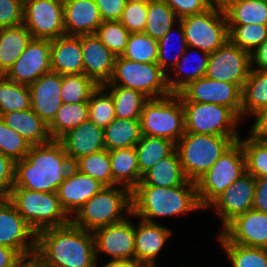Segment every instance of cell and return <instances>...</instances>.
Instances as JSON below:
<instances>
[{
    "instance_id": "6125c7cd",
    "label": "cell",
    "mask_w": 267,
    "mask_h": 267,
    "mask_svg": "<svg viewBox=\"0 0 267 267\" xmlns=\"http://www.w3.org/2000/svg\"><path fill=\"white\" fill-rule=\"evenodd\" d=\"M19 267H51V266H48L39 257L33 254L27 257H23Z\"/></svg>"
},
{
    "instance_id": "f6af8a7d",
    "label": "cell",
    "mask_w": 267,
    "mask_h": 267,
    "mask_svg": "<svg viewBox=\"0 0 267 267\" xmlns=\"http://www.w3.org/2000/svg\"><path fill=\"white\" fill-rule=\"evenodd\" d=\"M106 91L103 85L99 86L88 101V120L103 129L116 118L113 99Z\"/></svg>"
},
{
    "instance_id": "1f68e13d",
    "label": "cell",
    "mask_w": 267,
    "mask_h": 267,
    "mask_svg": "<svg viewBox=\"0 0 267 267\" xmlns=\"http://www.w3.org/2000/svg\"><path fill=\"white\" fill-rule=\"evenodd\" d=\"M103 130L105 148L108 151L134 147L142 137L140 120L115 118Z\"/></svg>"
},
{
    "instance_id": "8d00e7d4",
    "label": "cell",
    "mask_w": 267,
    "mask_h": 267,
    "mask_svg": "<svg viewBox=\"0 0 267 267\" xmlns=\"http://www.w3.org/2000/svg\"><path fill=\"white\" fill-rule=\"evenodd\" d=\"M179 22L172 8L163 0H155L148 4L144 33L159 41Z\"/></svg>"
},
{
    "instance_id": "5b68a950",
    "label": "cell",
    "mask_w": 267,
    "mask_h": 267,
    "mask_svg": "<svg viewBox=\"0 0 267 267\" xmlns=\"http://www.w3.org/2000/svg\"><path fill=\"white\" fill-rule=\"evenodd\" d=\"M240 138L185 132L176 143V150L187 180L196 183Z\"/></svg>"
},
{
    "instance_id": "9a60e30c",
    "label": "cell",
    "mask_w": 267,
    "mask_h": 267,
    "mask_svg": "<svg viewBox=\"0 0 267 267\" xmlns=\"http://www.w3.org/2000/svg\"><path fill=\"white\" fill-rule=\"evenodd\" d=\"M36 238V232L18 213L13 203L8 198L0 199V245L27 257L36 252Z\"/></svg>"
},
{
    "instance_id": "7dc6e473",
    "label": "cell",
    "mask_w": 267,
    "mask_h": 267,
    "mask_svg": "<svg viewBox=\"0 0 267 267\" xmlns=\"http://www.w3.org/2000/svg\"><path fill=\"white\" fill-rule=\"evenodd\" d=\"M95 35L115 56H122L130 33L120 21H102Z\"/></svg>"
},
{
    "instance_id": "f1b7e54d",
    "label": "cell",
    "mask_w": 267,
    "mask_h": 267,
    "mask_svg": "<svg viewBox=\"0 0 267 267\" xmlns=\"http://www.w3.org/2000/svg\"><path fill=\"white\" fill-rule=\"evenodd\" d=\"M32 40L24 24L0 29V75H5Z\"/></svg>"
},
{
    "instance_id": "91938a15",
    "label": "cell",
    "mask_w": 267,
    "mask_h": 267,
    "mask_svg": "<svg viewBox=\"0 0 267 267\" xmlns=\"http://www.w3.org/2000/svg\"><path fill=\"white\" fill-rule=\"evenodd\" d=\"M253 117L255 120L251 127L250 136L257 138L265 129H267V105L257 111Z\"/></svg>"
},
{
    "instance_id": "816d5d0a",
    "label": "cell",
    "mask_w": 267,
    "mask_h": 267,
    "mask_svg": "<svg viewBox=\"0 0 267 267\" xmlns=\"http://www.w3.org/2000/svg\"><path fill=\"white\" fill-rule=\"evenodd\" d=\"M24 2L0 0V29L23 24Z\"/></svg>"
},
{
    "instance_id": "4fadbf2b",
    "label": "cell",
    "mask_w": 267,
    "mask_h": 267,
    "mask_svg": "<svg viewBox=\"0 0 267 267\" xmlns=\"http://www.w3.org/2000/svg\"><path fill=\"white\" fill-rule=\"evenodd\" d=\"M64 4L54 0H26L23 24L32 38L55 39L65 35Z\"/></svg>"
},
{
    "instance_id": "484cf974",
    "label": "cell",
    "mask_w": 267,
    "mask_h": 267,
    "mask_svg": "<svg viewBox=\"0 0 267 267\" xmlns=\"http://www.w3.org/2000/svg\"><path fill=\"white\" fill-rule=\"evenodd\" d=\"M51 71L60 75L84 74L80 36L51 40Z\"/></svg>"
},
{
    "instance_id": "9c48e42d",
    "label": "cell",
    "mask_w": 267,
    "mask_h": 267,
    "mask_svg": "<svg viewBox=\"0 0 267 267\" xmlns=\"http://www.w3.org/2000/svg\"><path fill=\"white\" fill-rule=\"evenodd\" d=\"M246 172L241 142L235 141L196 182L200 206L205 209L225 189Z\"/></svg>"
},
{
    "instance_id": "d6a6232c",
    "label": "cell",
    "mask_w": 267,
    "mask_h": 267,
    "mask_svg": "<svg viewBox=\"0 0 267 267\" xmlns=\"http://www.w3.org/2000/svg\"><path fill=\"white\" fill-rule=\"evenodd\" d=\"M141 176L150 170L159 160L170 156L176 150L172 140L142 135L135 146Z\"/></svg>"
},
{
    "instance_id": "d590c367",
    "label": "cell",
    "mask_w": 267,
    "mask_h": 267,
    "mask_svg": "<svg viewBox=\"0 0 267 267\" xmlns=\"http://www.w3.org/2000/svg\"><path fill=\"white\" fill-rule=\"evenodd\" d=\"M109 89L119 119L139 120L144 104L149 100L142 92L123 86H104Z\"/></svg>"
},
{
    "instance_id": "d4e9b609",
    "label": "cell",
    "mask_w": 267,
    "mask_h": 267,
    "mask_svg": "<svg viewBox=\"0 0 267 267\" xmlns=\"http://www.w3.org/2000/svg\"><path fill=\"white\" fill-rule=\"evenodd\" d=\"M65 35L95 34L102 24L99 9L94 0H70L64 4Z\"/></svg>"
},
{
    "instance_id": "03108f58",
    "label": "cell",
    "mask_w": 267,
    "mask_h": 267,
    "mask_svg": "<svg viewBox=\"0 0 267 267\" xmlns=\"http://www.w3.org/2000/svg\"><path fill=\"white\" fill-rule=\"evenodd\" d=\"M152 1H155V0H126V2H140V3H145V4H149Z\"/></svg>"
},
{
    "instance_id": "b9f144b4",
    "label": "cell",
    "mask_w": 267,
    "mask_h": 267,
    "mask_svg": "<svg viewBox=\"0 0 267 267\" xmlns=\"http://www.w3.org/2000/svg\"><path fill=\"white\" fill-rule=\"evenodd\" d=\"M99 85L85 74H71L62 76V103L88 102Z\"/></svg>"
},
{
    "instance_id": "277c9868",
    "label": "cell",
    "mask_w": 267,
    "mask_h": 267,
    "mask_svg": "<svg viewBox=\"0 0 267 267\" xmlns=\"http://www.w3.org/2000/svg\"><path fill=\"white\" fill-rule=\"evenodd\" d=\"M128 216H131V191L116 185L103 187L76 211L70 221L79 228L93 232L121 222Z\"/></svg>"
},
{
    "instance_id": "5bb4252c",
    "label": "cell",
    "mask_w": 267,
    "mask_h": 267,
    "mask_svg": "<svg viewBox=\"0 0 267 267\" xmlns=\"http://www.w3.org/2000/svg\"><path fill=\"white\" fill-rule=\"evenodd\" d=\"M187 101L219 104L230 108L241 119L242 89L230 82L202 77L179 92Z\"/></svg>"
},
{
    "instance_id": "30bf717a",
    "label": "cell",
    "mask_w": 267,
    "mask_h": 267,
    "mask_svg": "<svg viewBox=\"0 0 267 267\" xmlns=\"http://www.w3.org/2000/svg\"><path fill=\"white\" fill-rule=\"evenodd\" d=\"M179 21L190 51L196 48L213 53L229 40L226 14L215 3L206 11Z\"/></svg>"
},
{
    "instance_id": "6f0895ef",
    "label": "cell",
    "mask_w": 267,
    "mask_h": 267,
    "mask_svg": "<svg viewBox=\"0 0 267 267\" xmlns=\"http://www.w3.org/2000/svg\"><path fill=\"white\" fill-rule=\"evenodd\" d=\"M22 259L16 250L0 245V267H19Z\"/></svg>"
},
{
    "instance_id": "680465c9",
    "label": "cell",
    "mask_w": 267,
    "mask_h": 267,
    "mask_svg": "<svg viewBox=\"0 0 267 267\" xmlns=\"http://www.w3.org/2000/svg\"><path fill=\"white\" fill-rule=\"evenodd\" d=\"M251 69L267 71V39L251 54Z\"/></svg>"
},
{
    "instance_id": "44dd1931",
    "label": "cell",
    "mask_w": 267,
    "mask_h": 267,
    "mask_svg": "<svg viewBox=\"0 0 267 267\" xmlns=\"http://www.w3.org/2000/svg\"><path fill=\"white\" fill-rule=\"evenodd\" d=\"M84 74L99 86L108 83L113 75L116 56L95 34L80 35Z\"/></svg>"
},
{
    "instance_id": "ee69618b",
    "label": "cell",
    "mask_w": 267,
    "mask_h": 267,
    "mask_svg": "<svg viewBox=\"0 0 267 267\" xmlns=\"http://www.w3.org/2000/svg\"><path fill=\"white\" fill-rule=\"evenodd\" d=\"M122 57L142 63H157L158 41L144 32L130 33Z\"/></svg>"
},
{
    "instance_id": "7a4b0ae2",
    "label": "cell",
    "mask_w": 267,
    "mask_h": 267,
    "mask_svg": "<svg viewBox=\"0 0 267 267\" xmlns=\"http://www.w3.org/2000/svg\"><path fill=\"white\" fill-rule=\"evenodd\" d=\"M35 255L51 267H95L93 232L71 221L44 229L37 233Z\"/></svg>"
},
{
    "instance_id": "3957f363",
    "label": "cell",
    "mask_w": 267,
    "mask_h": 267,
    "mask_svg": "<svg viewBox=\"0 0 267 267\" xmlns=\"http://www.w3.org/2000/svg\"><path fill=\"white\" fill-rule=\"evenodd\" d=\"M197 185L187 180L174 187L137 185L131 191V216L155 223L154 218L187 214L202 210Z\"/></svg>"
},
{
    "instance_id": "6da1fadb",
    "label": "cell",
    "mask_w": 267,
    "mask_h": 267,
    "mask_svg": "<svg viewBox=\"0 0 267 267\" xmlns=\"http://www.w3.org/2000/svg\"><path fill=\"white\" fill-rule=\"evenodd\" d=\"M72 166L60 140L32 145L25 158L14 162L13 188L57 193Z\"/></svg>"
},
{
    "instance_id": "2e32d148",
    "label": "cell",
    "mask_w": 267,
    "mask_h": 267,
    "mask_svg": "<svg viewBox=\"0 0 267 267\" xmlns=\"http://www.w3.org/2000/svg\"><path fill=\"white\" fill-rule=\"evenodd\" d=\"M51 72V40L32 38L5 76L14 82L31 85Z\"/></svg>"
},
{
    "instance_id": "ffe728a7",
    "label": "cell",
    "mask_w": 267,
    "mask_h": 267,
    "mask_svg": "<svg viewBox=\"0 0 267 267\" xmlns=\"http://www.w3.org/2000/svg\"><path fill=\"white\" fill-rule=\"evenodd\" d=\"M103 187L97 180L81 173L72 166L57 190L59 203L71 218L79 208Z\"/></svg>"
},
{
    "instance_id": "7402d4cb",
    "label": "cell",
    "mask_w": 267,
    "mask_h": 267,
    "mask_svg": "<svg viewBox=\"0 0 267 267\" xmlns=\"http://www.w3.org/2000/svg\"><path fill=\"white\" fill-rule=\"evenodd\" d=\"M62 75L49 72L29 85L31 109L48 125L62 105Z\"/></svg>"
},
{
    "instance_id": "e575fe53",
    "label": "cell",
    "mask_w": 267,
    "mask_h": 267,
    "mask_svg": "<svg viewBox=\"0 0 267 267\" xmlns=\"http://www.w3.org/2000/svg\"><path fill=\"white\" fill-rule=\"evenodd\" d=\"M88 102L75 104L62 103L48 130L53 140H60L70 130L88 120Z\"/></svg>"
},
{
    "instance_id": "bcb514c9",
    "label": "cell",
    "mask_w": 267,
    "mask_h": 267,
    "mask_svg": "<svg viewBox=\"0 0 267 267\" xmlns=\"http://www.w3.org/2000/svg\"><path fill=\"white\" fill-rule=\"evenodd\" d=\"M239 141L245 155L246 172L255 178H267V147L250 135Z\"/></svg>"
},
{
    "instance_id": "7c38bea8",
    "label": "cell",
    "mask_w": 267,
    "mask_h": 267,
    "mask_svg": "<svg viewBox=\"0 0 267 267\" xmlns=\"http://www.w3.org/2000/svg\"><path fill=\"white\" fill-rule=\"evenodd\" d=\"M251 71V54L229 40L210 53L205 77L237 84L243 89Z\"/></svg>"
},
{
    "instance_id": "83f0119b",
    "label": "cell",
    "mask_w": 267,
    "mask_h": 267,
    "mask_svg": "<svg viewBox=\"0 0 267 267\" xmlns=\"http://www.w3.org/2000/svg\"><path fill=\"white\" fill-rule=\"evenodd\" d=\"M113 181L132 191L142 180L135 146L109 151Z\"/></svg>"
},
{
    "instance_id": "681fc988",
    "label": "cell",
    "mask_w": 267,
    "mask_h": 267,
    "mask_svg": "<svg viewBox=\"0 0 267 267\" xmlns=\"http://www.w3.org/2000/svg\"><path fill=\"white\" fill-rule=\"evenodd\" d=\"M178 26L177 34H178V40L180 48L175 53L176 55L170 56L169 54V46L168 45H174L173 38H174V27H171V29L158 41V59L157 64L168 74V71H171L172 68L176 65L178 60L183 56V53L185 52V49L187 48L186 39L184 36V30L181 22L176 23ZM174 35V36H173ZM172 41V42H171ZM170 45V46H171ZM175 50V49H174ZM172 52V50H171ZM178 52V53H177ZM169 53V54H168ZM174 53V54H175ZM170 57V58H169Z\"/></svg>"
},
{
    "instance_id": "e7e4bbea",
    "label": "cell",
    "mask_w": 267,
    "mask_h": 267,
    "mask_svg": "<svg viewBox=\"0 0 267 267\" xmlns=\"http://www.w3.org/2000/svg\"><path fill=\"white\" fill-rule=\"evenodd\" d=\"M257 139L261 141L263 144H267V129H265L258 137Z\"/></svg>"
},
{
    "instance_id": "f546056e",
    "label": "cell",
    "mask_w": 267,
    "mask_h": 267,
    "mask_svg": "<svg viewBox=\"0 0 267 267\" xmlns=\"http://www.w3.org/2000/svg\"><path fill=\"white\" fill-rule=\"evenodd\" d=\"M187 181L182 170L178 151L175 150L170 156L159 160L143 176L138 185H154L157 187H174Z\"/></svg>"
},
{
    "instance_id": "4dcf8cb0",
    "label": "cell",
    "mask_w": 267,
    "mask_h": 267,
    "mask_svg": "<svg viewBox=\"0 0 267 267\" xmlns=\"http://www.w3.org/2000/svg\"><path fill=\"white\" fill-rule=\"evenodd\" d=\"M188 49L190 48L187 47L185 49L183 56L178 60L176 65L172 68L173 70L170 71V73L172 72L174 73L172 77L167 75V84H168V87L171 93H176V94L179 93L190 82L195 81L199 78H202L206 74L210 53L202 51L201 55L199 54V57H197L199 59L196 58L194 60L193 58L190 57L192 51L189 52ZM193 60L194 62L198 60V62L194 64L195 66L192 64L193 67L190 70L189 65H191L190 64L191 61L193 63Z\"/></svg>"
},
{
    "instance_id": "ab89813d",
    "label": "cell",
    "mask_w": 267,
    "mask_h": 267,
    "mask_svg": "<svg viewBox=\"0 0 267 267\" xmlns=\"http://www.w3.org/2000/svg\"><path fill=\"white\" fill-rule=\"evenodd\" d=\"M228 25H267V0H246L232 4L226 11Z\"/></svg>"
},
{
    "instance_id": "9f6ffc18",
    "label": "cell",
    "mask_w": 267,
    "mask_h": 267,
    "mask_svg": "<svg viewBox=\"0 0 267 267\" xmlns=\"http://www.w3.org/2000/svg\"><path fill=\"white\" fill-rule=\"evenodd\" d=\"M252 209L267 214V178H255Z\"/></svg>"
},
{
    "instance_id": "d6986e66",
    "label": "cell",
    "mask_w": 267,
    "mask_h": 267,
    "mask_svg": "<svg viewBox=\"0 0 267 267\" xmlns=\"http://www.w3.org/2000/svg\"><path fill=\"white\" fill-rule=\"evenodd\" d=\"M220 234L230 243L267 248V214L248 210L230 221Z\"/></svg>"
},
{
    "instance_id": "8992f818",
    "label": "cell",
    "mask_w": 267,
    "mask_h": 267,
    "mask_svg": "<svg viewBox=\"0 0 267 267\" xmlns=\"http://www.w3.org/2000/svg\"><path fill=\"white\" fill-rule=\"evenodd\" d=\"M8 199L36 234L70 222V217L59 203L57 193L12 188Z\"/></svg>"
},
{
    "instance_id": "60d3db41",
    "label": "cell",
    "mask_w": 267,
    "mask_h": 267,
    "mask_svg": "<svg viewBox=\"0 0 267 267\" xmlns=\"http://www.w3.org/2000/svg\"><path fill=\"white\" fill-rule=\"evenodd\" d=\"M73 166L81 173L97 180L104 187L117 185L113 181L109 151L107 149L83 156Z\"/></svg>"
},
{
    "instance_id": "52a82bcc",
    "label": "cell",
    "mask_w": 267,
    "mask_h": 267,
    "mask_svg": "<svg viewBox=\"0 0 267 267\" xmlns=\"http://www.w3.org/2000/svg\"><path fill=\"white\" fill-rule=\"evenodd\" d=\"M139 120L142 135L177 143L185 133L183 104L176 93L149 99L143 106Z\"/></svg>"
},
{
    "instance_id": "94428289",
    "label": "cell",
    "mask_w": 267,
    "mask_h": 267,
    "mask_svg": "<svg viewBox=\"0 0 267 267\" xmlns=\"http://www.w3.org/2000/svg\"><path fill=\"white\" fill-rule=\"evenodd\" d=\"M97 260L95 267H97ZM103 267H142L135 260H122V259H113L108 261Z\"/></svg>"
},
{
    "instance_id": "8fae6325",
    "label": "cell",
    "mask_w": 267,
    "mask_h": 267,
    "mask_svg": "<svg viewBox=\"0 0 267 267\" xmlns=\"http://www.w3.org/2000/svg\"><path fill=\"white\" fill-rule=\"evenodd\" d=\"M183 104L185 132L194 134L239 137L240 118L228 107L219 104L187 101L177 93Z\"/></svg>"
},
{
    "instance_id": "7bdbcfd3",
    "label": "cell",
    "mask_w": 267,
    "mask_h": 267,
    "mask_svg": "<svg viewBox=\"0 0 267 267\" xmlns=\"http://www.w3.org/2000/svg\"><path fill=\"white\" fill-rule=\"evenodd\" d=\"M229 41L252 54L266 39L267 25H228Z\"/></svg>"
},
{
    "instance_id": "e0dca14e",
    "label": "cell",
    "mask_w": 267,
    "mask_h": 267,
    "mask_svg": "<svg viewBox=\"0 0 267 267\" xmlns=\"http://www.w3.org/2000/svg\"><path fill=\"white\" fill-rule=\"evenodd\" d=\"M126 217L123 221L93 231L95 256L104 252L111 260H135V223Z\"/></svg>"
},
{
    "instance_id": "f35d334b",
    "label": "cell",
    "mask_w": 267,
    "mask_h": 267,
    "mask_svg": "<svg viewBox=\"0 0 267 267\" xmlns=\"http://www.w3.org/2000/svg\"><path fill=\"white\" fill-rule=\"evenodd\" d=\"M217 239L232 267H267V248L230 243L221 234Z\"/></svg>"
},
{
    "instance_id": "4316f807",
    "label": "cell",
    "mask_w": 267,
    "mask_h": 267,
    "mask_svg": "<svg viewBox=\"0 0 267 267\" xmlns=\"http://www.w3.org/2000/svg\"><path fill=\"white\" fill-rule=\"evenodd\" d=\"M1 119L31 145L44 144L52 140L48 125L31 108L3 114Z\"/></svg>"
},
{
    "instance_id": "cb8c5ba5",
    "label": "cell",
    "mask_w": 267,
    "mask_h": 267,
    "mask_svg": "<svg viewBox=\"0 0 267 267\" xmlns=\"http://www.w3.org/2000/svg\"><path fill=\"white\" fill-rule=\"evenodd\" d=\"M60 141L72 164L83 156L106 149L103 128L90 120L70 130Z\"/></svg>"
},
{
    "instance_id": "11a10c76",
    "label": "cell",
    "mask_w": 267,
    "mask_h": 267,
    "mask_svg": "<svg viewBox=\"0 0 267 267\" xmlns=\"http://www.w3.org/2000/svg\"><path fill=\"white\" fill-rule=\"evenodd\" d=\"M102 21H119L125 4L126 0H94Z\"/></svg>"
},
{
    "instance_id": "74e56055",
    "label": "cell",
    "mask_w": 267,
    "mask_h": 267,
    "mask_svg": "<svg viewBox=\"0 0 267 267\" xmlns=\"http://www.w3.org/2000/svg\"><path fill=\"white\" fill-rule=\"evenodd\" d=\"M30 108L29 86L11 81L5 75H0V117L6 113Z\"/></svg>"
},
{
    "instance_id": "836d02e7",
    "label": "cell",
    "mask_w": 267,
    "mask_h": 267,
    "mask_svg": "<svg viewBox=\"0 0 267 267\" xmlns=\"http://www.w3.org/2000/svg\"><path fill=\"white\" fill-rule=\"evenodd\" d=\"M267 105V71L251 69L242 89V116H253Z\"/></svg>"
},
{
    "instance_id": "f5cc1de1",
    "label": "cell",
    "mask_w": 267,
    "mask_h": 267,
    "mask_svg": "<svg viewBox=\"0 0 267 267\" xmlns=\"http://www.w3.org/2000/svg\"><path fill=\"white\" fill-rule=\"evenodd\" d=\"M175 12L176 16L181 19L186 16L202 13L208 10L214 0H163Z\"/></svg>"
},
{
    "instance_id": "ba28073f",
    "label": "cell",
    "mask_w": 267,
    "mask_h": 267,
    "mask_svg": "<svg viewBox=\"0 0 267 267\" xmlns=\"http://www.w3.org/2000/svg\"><path fill=\"white\" fill-rule=\"evenodd\" d=\"M167 73L157 63H142L116 56L113 75L103 86H123L142 92L149 99L171 93Z\"/></svg>"
},
{
    "instance_id": "003e7915",
    "label": "cell",
    "mask_w": 267,
    "mask_h": 267,
    "mask_svg": "<svg viewBox=\"0 0 267 267\" xmlns=\"http://www.w3.org/2000/svg\"><path fill=\"white\" fill-rule=\"evenodd\" d=\"M54 1L60 2L62 4H65V3L69 2L70 0H54Z\"/></svg>"
},
{
    "instance_id": "db71d44e",
    "label": "cell",
    "mask_w": 267,
    "mask_h": 267,
    "mask_svg": "<svg viewBox=\"0 0 267 267\" xmlns=\"http://www.w3.org/2000/svg\"><path fill=\"white\" fill-rule=\"evenodd\" d=\"M14 183V161L0 153V199L10 196Z\"/></svg>"
},
{
    "instance_id": "603a6c76",
    "label": "cell",
    "mask_w": 267,
    "mask_h": 267,
    "mask_svg": "<svg viewBox=\"0 0 267 267\" xmlns=\"http://www.w3.org/2000/svg\"><path fill=\"white\" fill-rule=\"evenodd\" d=\"M135 224V261L142 267H156V259L172 230L155 222L140 219Z\"/></svg>"
},
{
    "instance_id": "ac0fdd59",
    "label": "cell",
    "mask_w": 267,
    "mask_h": 267,
    "mask_svg": "<svg viewBox=\"0 0 267 267\" xmlns=\"http://www.w3.org/2000/svg\"><path fill=\"white\" fill-rule=\"evenodd\" d=\"M254 193L255 177L245 172L218 195L207 208L215 207L222 228H224L235 217L252 209Z\"/></svg>"
},
{
    "instance_id": "c3c4849f",
    "label": "cell",
    "mask_w": 267,
    "mask_h": 267,
    "mask_svg": "<svg viewBox=\"0 0 267 267\" xmlns=\"http://www.w3.org/2000/svg\"><path fill=\"white\" fill-rule=\"evenodd\" d=\"M31 146L29 141L7 126L0 117V153L16 162L25 158Z\"/></svg>"
},
{
    "instance_id": "be15d7a7",
    "label": "cell",
    "mask_w": 267,
    "mask_h": 267,
    "mask_svg": "<svg viewBox=\"0 0 267 267\" xmlns=\"http://www.w3.org/2000/svg\"><path fill=\"white\" fill-rule=\"evenodd\" d=\"M241 1H246V0H214V3L225 12L232 4Z\"/></svg>"
},
{
    "instance_id": "f907efd6",
    "label": "cell",
    "mask_w": 267,
    "mask_h": 267,
    "mask_svg": "<svg viewBox=\"0 0 267 267\" xmlns=\"http://www.w3.org/2000/svg\"><path fill=\"white\" fill-rule=\"evenodd\" d=\"M148 4L140 2H126L120 23L129 33L143 32L146 24Z\"/></svg>"
}]
</instances>
